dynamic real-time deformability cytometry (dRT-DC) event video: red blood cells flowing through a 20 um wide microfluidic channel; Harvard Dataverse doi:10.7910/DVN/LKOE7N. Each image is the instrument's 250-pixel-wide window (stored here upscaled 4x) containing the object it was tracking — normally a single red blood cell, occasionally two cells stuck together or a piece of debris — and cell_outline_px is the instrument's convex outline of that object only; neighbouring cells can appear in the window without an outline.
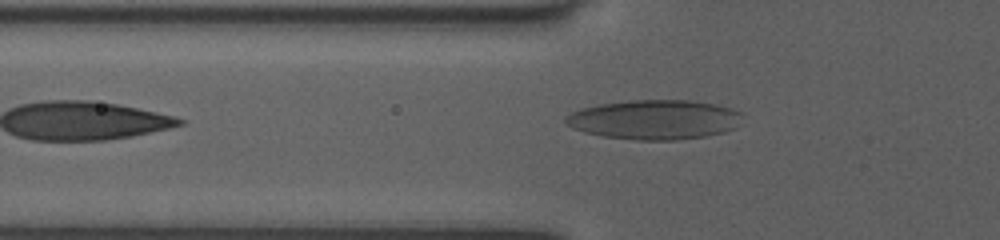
{"species": "human", "species_latin": "Homo sapiens", "temperature_condition": "room temperature", "stored_images_in_passage": 35, "camera_frame_rate_fps": 3000, "um_per_image_px": 0.085, "donor": {"sex": "female"}, "frame": {"image": 1, "passage_image": 2, "time_ms": 0.333, "image_size_px": [1000, 240], "cell_outline_px": [[740, 112], [736, 128], [724, 132], [704, 136], [676, 140], [636, 140], [604, 136], [584, 132], [572, 128], [564, 124], [564, 116], [580, 108], [600, 104], [628, 100], [688, 100], [712, 104], [732, 108]], "centroid_in_image_um": [55.56, 10.17], "position_along_channel_um": 70.2, "area_um2": 40.69}}
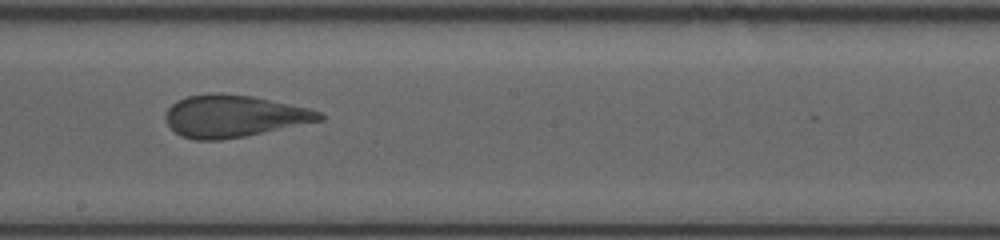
{"frame": {"image": 2, "passage_image": 14, "time_ms": 4.333, "image_size_px": [1000, 240], "cell_outline_px": [[324, 120], [244, 136], [220, 140], [196, 140], [180, 136], [168, 124], [164, 116], [168, 108], [176, 100], [188, 96], [212, 92], [220, 92], [252, 96], [308, 108], [320, 112], [324, 116]], "centroid_in_image_um": [19.84, 9.86], "position_along_channel_um": 228.4, "area_um2": 37.69}}
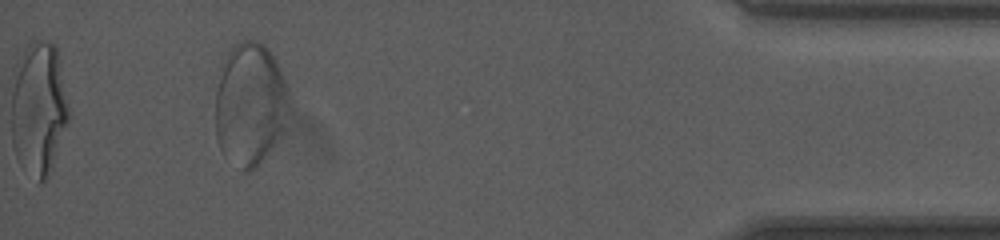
{"frame": {"image": 3, "passage_image": 32, "time_ms": 10.333, "image_size_px": [1000, 240], "cell_outline_px": [[292, 116], [280, 136], [272, 148], [256, 168], [248, 172], [244, 172], [224, 156], [220, 148], [216, 136], [216, 92], [220, 64], [228, 52], [240, 40], [256, 40], [264, 44], [268, 48], [288, 88], [292, 112]], "centroid_in_image_um": [21.27, 8.88], "position_along_channel_um": 413.9, "area_um2": 53.7}}